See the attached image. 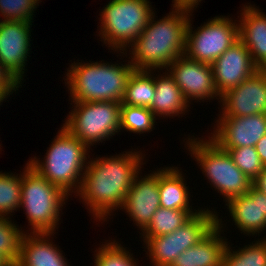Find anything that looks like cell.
<instances>
[{
	"label": "cell",
	"mask_w": 266,
	"mask_h": 266,
	"mask_svg": "<svg viewBox=\"0 0 266 266\" xmlns=\"http://www.w3.org/2000/svg\"><path fill=\"white\" fill-rule=\"evenodd\" d=\"M126 152L120 156L98 158L87 163L78 194L97 220L123 206L125 197L140 172L142 154ZM140 165V166H139Z\"/></svg>",
	"instance_id": "cell-1"
},
{
	"label": "cell",
	"mask_w": 266,
	"mask_h": 266,
	"mask_svg": "<svg viewBox=\"0 0 266 266\" xmlns=\"http://www.w3.org/2000/svg\"><path fill=\"white\" fill-rule=\"evenodd\" d=\"M169 14L154 21L153 13L147 26L130 46L133 50L130 51L133 55L130 63L135 70L167 69L177 57L184 55L186 29L191 13L173 9Z\"/></svg>",
	"instance_id": "cell-2"
},
{
	"label": "cell",
	"mask_w": 266,
	"mask_h": 266,
	"mask_svg": "<svg viewBox=\"0 0 266 266\" xmlns=\"http://www.w3.org/2000/svg\"><path fill=\"white\" fill-rule=\"evenodd\" d=\"M118 65V66H117ZM135 70L133 65L110 63H72L68 70V91L73 101H114L121 103L128 79ZM69 80V81H68Z\"/></svg>",
	"instance_id": "cell-3"
},
{
	"label": "cell",
	"mask_w": 266,
	"mask_h": 266,
	"mask_svg": "<svg viewBox=\"0 0 266 266\" xmlns=\"http://www.w3.org/2000/svg\"><path fill=\"white\" fill-rule=\"evenodd\" d=\"M87 152L88 147L62 127L47 150L45 160L41 162L34 157L28 164L49 183L70 195L71 190L74 192L76 189L78 193L80 189L83 170L87 166Z\"/></svg>",
	"instance_id": "cell-4"
},
{
	"label": "cell",
	"mask_w": 266,
	"mask_h": 266,
	"mask_svg": "<svg viewBox=\"0 0 266 266\" xmlns=\"http://www.w3.org/2000/svg\"><path fill=\"white\" fill-rule=\"evenodd\" d=\"M68 195L49 183L28 163L22 173L21 207L26 210L31 233H54L60 208Z\"/></svg>",
	"instance_id": "cell-5"
},
{
	"label": "cell",
	"mask_w": 266,
	"mask_h": 266,
	"mask_svg": "<svg viewBox=\"0 0 266 266\" xmlns=\"http://www.w3.org/2000/svg\"><path fill=\"white\" fill-rule=\"evenodd\" d=\"M189 140V141H188ZM187 147L195 157L200 169L208 177L211 185L223 195L226 202L244 195L253 182L235 165L228 152L214 140L188 138Z\"/></svg>",
	"instance_id": "cell-6"
},
{
	"label": "cell",
	"mask_w": 266,
	"mask_h": 266,
	"mask_svg": "<svg viewBox=\"0 0 266 266\" xmlns=\"http://www.w3.org/2000/svg\"><path fill=\"white\" fill-rule=\"evenodd\" d=\"M101 13L100 37L115 51L124 53L147 26L154 11L148 0H110Z\"/></svg>",
	"instance_id": "cell-7"
},
{
	"label": "cell",
	"mask_w": 266,
	"mask_h": 266,
	"mask_svg": "<svg viewBox=\"0 0 266 266\" xmlns=\"http://www.w3.org/2000/svg\"><path fill=\"white\" fill-rule=\"evenodd\" d=\"M63 127L90 150L120 131L121 103L114 101L73 102ZM116 132V133H115Z\"/></svg>",
	"instance_id": "cell-8"
},
{
	"label": "cell",
	"mask_w": 266,
	"mask_h": 266,
	"mask_svg": "<svg viewBox=\"0 0 266 266\" xmlns=\"http://www.w3.org/2000/svg\"><path fill=\"white\" fill-rule=\"evenodd\" d=\"M217 226V215L201 209L174 232L144 242L152 266H171L182 252L199 243Z\"/></svg>",
	"instance_id": "cell-9"
},
{
	"label": "cell",
	"mask_w": 266,
	"mask_h": 266,
	"mask_svg": "<svg viewBox=\"0 0 266 266\" xmlns=\"http://www.w3.org/2000/svg\"><path fill=\"white\" fill-rule=\"evenodd\" d=\"M191 25L189 19L184 52L191 60L211 65L239 40V24L229 17H214L195 32L192 31Z\"/></svg>",
	"instance_id": "cell-10"
},
{
	"label": "cell",
	"mask_w": 266,
	"mask_h": 266,
	"mask_svg": "<svg viewBox=\"0 0 266 266\" xmlns=\"http://www.w3.org/2000/svg\"><path fill=\"white\" fill-rule=\"evenodd\" d=\"M220 117L266 114V70H258L241 84L220 96Z\"/></svg>",
	"instance_id": "cell-11"
},
{
	"label": "cell",
	"mask_w": 266,
	"mask_h": 266,
	"mask_svg": "<svg viewBox=\"0 0 266 266\" xmlns=\"http://www.w3.org/2000/svg\"><path fill=\"white\" fill-rule=\"evenodd\" d=\"M169 74L174 78L184 98L190 100H210L218 97L212 67L209 64L191 60L185 55L177 57L169 66ZM189 99V100H188Z\"/></svg>",
	"instance_id": "cell-12"
},
{
	"label": "cell",
	"mask_w": 266,
	"mask_h": 266,
	"mask_svg": "<svg viewBox=\"0 0 266 266\" xmlns=\"http://www.w3.org/2000/svg\"><path fill=\"white\" fill-rule=\"evenodd\" d=\"M30 25L24 21H0V61L20 85L30 53Z\"/></svg>",
	"instance_id": "cell-13"
},
{
	"label": "cell",
	"mask_w": 266,
	"mask_h": 266,
	"mask_svg": "<svg viewBox=\"0 0 266 266\" xmlns=\"http://www.w3.org/2000/svg\"><path fill=\"white\" fill-rule=\"evenodd\" d=\"M210 137L222 149L255 146L266 135V114L245 117H219Z\"/></svg>",
	"instance_id": "cell-14"
},
{
	"label": "cell",
	"mask_w": 266,
	"mask_h": 266,
	"mask_svg": "<svg viewBox=\"0 0 266 266\" xmlns=\"http://www.w3.org/2000/svg\"><path fill=\"white\" fill-rule=\"evenodd\" d=\"M214 83L220 96L252 76L255 66L248 48L238 40L212 64Z\"/></svg>",
	"instance_id": "cell-15"
},
{
	"label": "cell",
	"mask_w": 266,
	"mask_h": 266,
	"mask_svg": "<svg viewBox=\"0 0 266 266\" xmlns=\"http://www.w3.org/2000/svg\"><path fill=\"white\" fill-rule=\"evenodd\" d=\"M154 173V174H153ZM139 179L135 176L133 185L126 194L123 206L133 222L143 231L150 223L152 216L160 207L158 191V171Z\"/></svg>",
	"instance_id": "cell-16"
},
{
	"label": "cell",
	"mask_w": 266,
	"mask_h": 266,
	"mask_svg": "<svg viewBox=\"0 0 266 266\" xmlns=\"http://www.w3.org/2000/svg\"><path fill=\"white\" fill-rule=\"evenodd\" d=\"M229 212L240 231L253 235L266 229V194L253 184L244 195L230 199Z\"/></svg>",
	"instance_id": "cell-17"
},
{
	"label": "cell",
	"mask_w": 266,
	"mask_h": 266,
	"mask_svg": "<svg viewBox=\"0 0 266 266\" xmlns=\"http://www.w3.org/2000/svg\"><path fill=\"white\" fill-rule=\"evenodd\" d=\"M240 13L239 40L248 48L255 66L266 70V14L244 5Z\"/></svg>",
	"instance_id": "cell-18"
},
{
	"label": "cell",
	"mask_w": 266,
	"mask_h": 266,
	"mask_svg": "<svg viewBox=\"0 0 266 266\" xmlns=\"http://www.w3.org/2000/svg\"><path fill=\"white\" fill-rule=\"evenodd\" d=\"M50 235L53 233H24L19 260L14 266H70L62 251L49 242Z\"/></svg>",
	"instance_id": "cell-19"
},
{
	"label": "cell",
	"mask_w": 266,
	"mask_h": 266,
	"mask_svg": "<svg viewBox=\"0 0 266 266\" xmlns=\"http://www.w3.org/2000/svg\"><path fill=\"white\" fill-rule=\"evenodd\" d=\"M221 223L217 216V226L199 243L177 256L171 266H221L226 247L229 245L220 236L223 225Z\"/></svg>",
	"instance_id": "cell-20"
},
{
	"label": "cell",
	"mask_w": 266,
	"mask_h": 266,
	"mask_svg": "<svg viewBox=\"0 0 266 266\" xmlns=\"http://www.w3.org/2000/svg\"><path fill=\"white\" fill-rule=\"evenodd\" d=\"M176 168V169H175ZM184 177L177 167L158 170V191L160 207L174 210L192 211L190 209L188 188Z\"/></svg>",
	"instance_id": "cell-21"
},
{
	"label": "cell",
	"mask_w": 266,
	"mask_h": 266,
	"mask_svg": "<svg viewBox=\"0 0 266 266\" xmlns=\"http://www.w3.org/2000/svg\"><path fill=\"white\" fill-rule=\"evenodd\" d=\"M156 78L154 77L155 97L149 108L154 116L173 117L184 113L189 102L184 98L174 78L168 72L167 75L165 73V76Z\"/></svg>",
	"instance_id": "cell-22"
},
{
	"label": "cell",
	"mask_w": 266,
	"mask_h": 266,
	"mask_svg": "<svg viewBox=\"0 0 266 266\" xmlns=\"http://www.w3.org/2000/svg\"><path fill=\"white\" fill-rule=\"evenodd\" d=\"M151 70H134L130 75L121 105L150 108L155 97Z\"/></svg>",
	"instance_id": "cell-23"
},
{
	"label": "cell",
	"mask_w": 266,
	"mask_h": 266,
	"mask_svg": "<svg viewBox=\"0 0 266 266\" xmlns=\"http://www.w3.org/2000/svg\"><path fill=\"white\" fill-rule=\"evenodd\" d=\"M199 211V209L194 212L159 207L152 216L150 223L142 231L144 234L142 236L145 239L172 233Z\"/></svg>",
	"instance_id": "cell-24"
},
{
	"label": "cell",
	"mask_w": 266,
	"mask_h": 266,
	"mask_svg": "<svg viewBox=\"0 0 266 266\" xmlns=\"http://www.w3.org/2000/svg\"><path fill=\"white\" fill-rule=\"evenodd\" d=\"M255 242L237 251L227 245L221 266H266V238Z\"/></svg>",
	"instance_id": "cell-25"
},
{
	"label": "cell",
	"mask_w": 266,
	"mask_h": 266,
	"mask_svg": "<svg viewBox=\"0 0 266 266\" xmlns=\"http://www.w3.org/2000/svg\"><path fill=\"white\" fill-rule=\"evenodd\" d=\"M0 172V216L6 217L21 205L22 175Z\"/></svg>",
	"instance_id": "cell-26"
},
{
	"label": "cell",
	"mask_w": 266,
	"mask_h": 266,
	"mask_svg": "<svg viewBox=\"0 0 266 266\" xmlns=\"http://www.w3.org/2000/svg\"><path fill=\"white\" fill-rule=\"evenodd\" d=\"M156 117L147 107L121 105L120 130L140 133L151 132Z\"/></svg>",
	"instance_id": "cell-27"
},
{
	"label": "cell",
	"mask_w": 266,
	"mask_h": 266,
	"mask_svg": "<svg viewBox=\"0 0 266 266\" xmlns=\"http://www.w3.org/2000/svg\"><path fill=\"white\" fill-rule=\"evenodd\" d=\"M9 219L0 216V254L14 266L19 260L21 239L25 232Z\"/></svg>",
	"instance_id": "cell-28"
},
{
	"label": "cell",
	"mask_w": 266,
	"mask_h": 266,
	"mask_svg": "<svg viewBox=\"0 0 266 266\" xmlns=\"http://www.w3.org/2000/svg\"><path fill=\"white\" fill-rule=\"evenodd\" d=\"M235 165L253 182L264 170V164L255 146L231 148L227 150Z\"/></svg>",
	"instance_id": "cell-29"
},
{
	"label": "cell",
	"mask_w": 266,
	"mask_h": 266,
	"mask_svg": "<svg viewBox=\"0 0 266 266\" xmlns=\"http://www.w3.org/2000/svg\"><path fill=\"white\" fill-rule=\"evenodd\" d=\"M102 245L95 254V266H137V261L121 244L113 241Z\"/></svg>",
	"instance_id": "cell-30"
},
{
	"label": "cell",
	"mask_w": 266,
	"mask_h": 266,
	"mask_svg": "<svg viewBox=\"0 0 266 266\" xmlns=\"http://www.w3.org/2000/svg\"><path fill=\"white\" fill-rule=\"evenodd\" d=\"M40 0H0V13L4 21L31 23L33 13Z\"/></svg>",
	"instance_id": "cell-31"
},
{
	"label": "cell",
	"mask_w": 266,
	"mask_h": 266,
	"mask_svg": "<svg viewBox=\"0 0 266 266\" xmlns=\"http://www.w3.org/2000/svg\"><path fill=\"white\" fill-rule=\"evenodd\" d=\"M20 83L8 72L0 61V90L7 96L11 95L14 91L18 90ZM10 93V94H9Z\"/></svg>",
	"instance_id": "cell-32"
},
{
	"label": "cell",
	"mask_w": 266,
	"mask_h": 266,
	"mask_svg": "<svg viewBox=\"0 0 266 266\" xmlns=\"http://www.w3.org/2000/svg\"><path fill=\"white\" fill-rule=\"evenodd\" d=\"M173 9L184 10L191 13L201 0H173ZM196 5V6H195Z\"/></svg>",
	"instance_id": "cell-33"
},
{
	"label": "cell",
	"mask_w": 266,
	"mask_h": 266,
	"mask_svg": "<svg viewBox=\"0 0 266 266\" xmlns=\"http://www.w3.org/2000/svg\"><path fill=\"white\" fill-rule=\"evenodd\" d=\"M256 151L260 156L261 162L266 166V135H264L255 145Z\"/></svg>",
	"instance_id": "cell-34"
},
{
	"label": "cell",
	"mask_w": 266,
	"mask_h": 266,
	"mask_svg": "<svg viewBox=\"0 0 266 266\" xmlns=\"http://www.w3.org/2000/svg\"><path fill=\"white\" fill-rule=\"evenodd\" d=\"M253 185L266 194V166L264 170L258 175V177L253 181Z\"/></svg>",
	"instance_id": "cell-35"
},
{
	"label": "cell",
	"mask_w": 266,
	"mask_h": 266,
	"mask_svg": "<svg viewBox=\"0 0 266 266\" xmlns=\"http://www.w3.org/2000/svg\"><path fill=\"white\" fill-rule=\"evenodd\" d=\"M0 266H13L3 255L0 254Z\"/></svg>",
	"instance_id": "cell-36"
},
{
	"label": "cell",
	"mask_w": 266,
	"mask_h": 266,
	"mask_svg": "<svg viewBox=\"0 0 266 266\" xmlns=\"http://www.w3.org/2000/svg\"><path fill=\"white\" fill-rule=\"evenodd\" d=\"M7 97L8 96L2 90H0V103L3 102Z\"/></svg>",
	"instance_id": "cell-37"
}]
</instances>
